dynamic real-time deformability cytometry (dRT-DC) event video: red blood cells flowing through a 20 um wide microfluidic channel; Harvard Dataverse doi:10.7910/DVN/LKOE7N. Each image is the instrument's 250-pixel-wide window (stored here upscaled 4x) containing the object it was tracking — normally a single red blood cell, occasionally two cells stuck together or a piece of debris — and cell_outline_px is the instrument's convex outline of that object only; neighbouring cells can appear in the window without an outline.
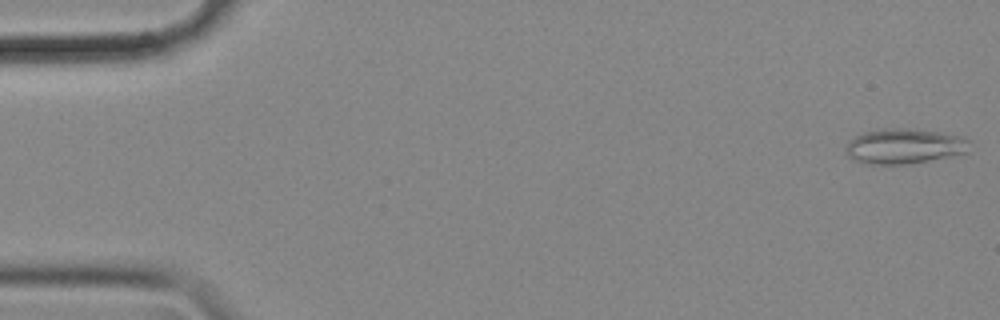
{"species": "common noctule bat (a hibernating species)", "species_latin": "Nyctalus noctula", "temperature_condition": "cold", "stored_images_in_passage": 56, "camera_frame_rate_fps": 3000, "um_per_image_px": 0.085, "animal": {"sex": "female", "body_mass_g": 18.4}, "frame": {"image": 1, "passage_image": 1, "time_ms": 0.0, "image_size_px": [1000, 320], "cell_outline_px": [[968, 152], [952, 156], [908, 164], [864, 164], [852, 160], [844, 152], [844, 148], [848, 140], [856, 136], [868, 132], [884, 128], [908, 128], [964, 136], [968, 140]], "centroid_in_image_um": [76.82, 12.44], "position_along_channel_um": 8.2, "area_um2": 25.49}}
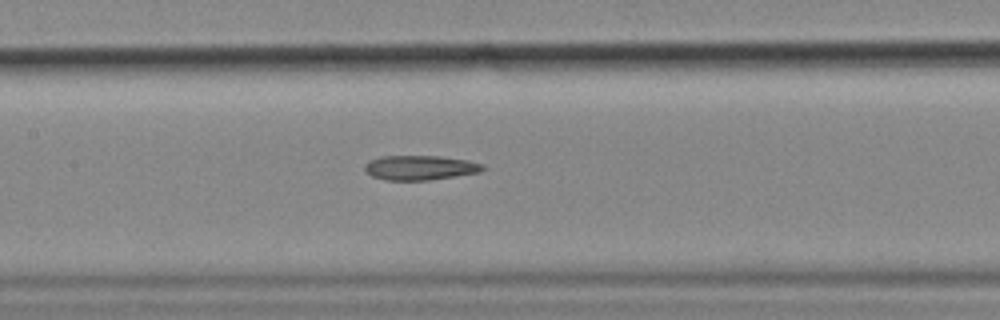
{"frame": {"image": 2, "passage_image": 26, "time_ms": 8.333, "image_size_px": [1000, 320], "cell_outline_px": [[488, 168], [480, 172], [428, 180], [384, 180], [372, 176], [364, 172], [364, 164], [368, 160], [380, 156], [440, 156], [468, 160], [484, 164]], "centroid_in_image_um": [35.69, 14.24], "position_along_channel_um": 171.7, "area_um2": 17.17}}
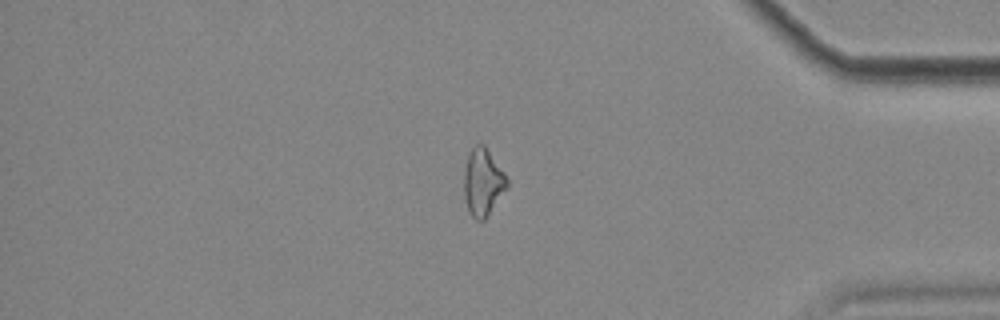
{"frame": {"image": 3, "passage_image": 47, "time_ms": 15.333, "image_size_px": [1000, 320], "cell_outline_px": [[508, 184], [484, 220], [476, 220], [468, 212], [464, 196], [464, 168], [468, 152], [476, 144], [484, 144], [504, 172], [508, 180]], "centroid_in_image_um": [41.01, 15.46], "position_along_channel_um": 394.2, "area_um2": 16.7}}